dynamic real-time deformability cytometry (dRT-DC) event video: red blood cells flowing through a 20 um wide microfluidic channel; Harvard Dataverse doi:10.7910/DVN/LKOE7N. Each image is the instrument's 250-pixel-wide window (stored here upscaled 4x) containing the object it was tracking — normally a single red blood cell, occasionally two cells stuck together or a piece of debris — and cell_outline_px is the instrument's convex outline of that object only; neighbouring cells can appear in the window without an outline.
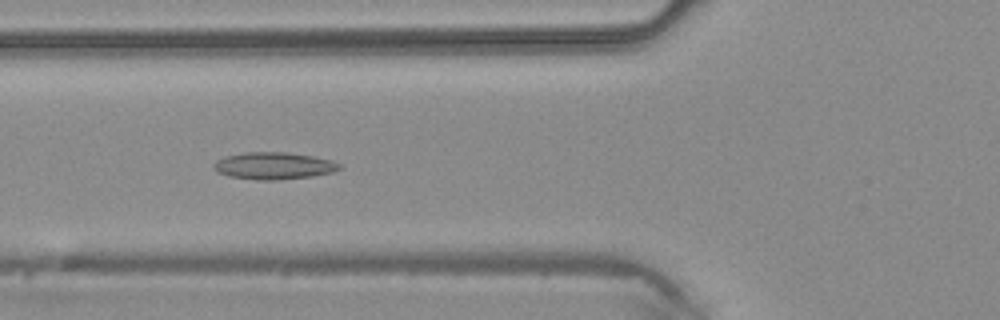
{"species": "common noctule bat (a hibernating species)", "species_latin": "Nyctalus noctula", "temperature_condition": "warm", "stored_images_in_passage": 41, "camera_frame_rate_fps": 3000, "um_per_image_px": 0.085, "animal": {"sex": "male", "body_mass_g": 20.4}, "frame": {"image": 1, "passage_image": 13, "time_ms": 4.0, "image_size_px": [1000, 320], "cell_outline_px": [[344, 168], [332, 172], [312, 176], [276, 180], [256, 180], [228, 176], [216, 172], [212, 168], [212, 164], [216, 160], [224, 156], [244, 152], [288, 152], [312, 156], [332, 160], [340, 164]], "centroid_in_image_um": [23.23, 14.09], "position_along_channel_um": 102.6, "area_um2": 20.11}}
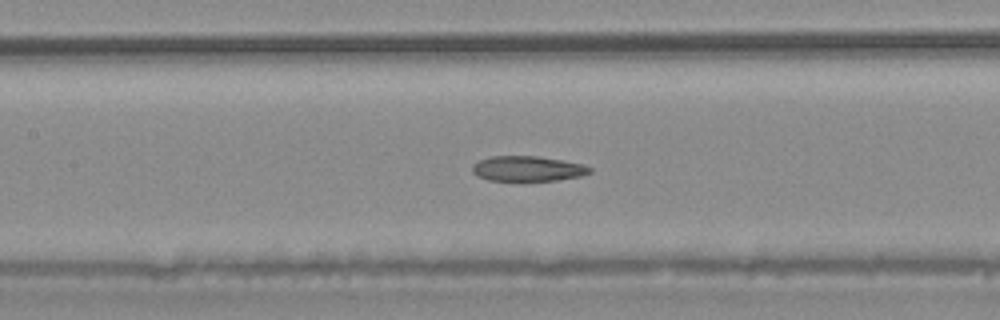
{"frame": {"image": 2, "passage_image": 17, "time_ms": 5.333, "image_size_px": [1000, 320], "cell_outline_px": [[592, 172], [580, 176], [556, 180], [488, 180], [476, 176], [472, 172], [472, 164], [480, 160], [492, 156], [536, 156], [560, 160], [580, 164], [592, 168]], "centroid_in_image_um": [44.8, 14.33], "position_along_channel_um": 162.6, "area_um2": 16.99}}
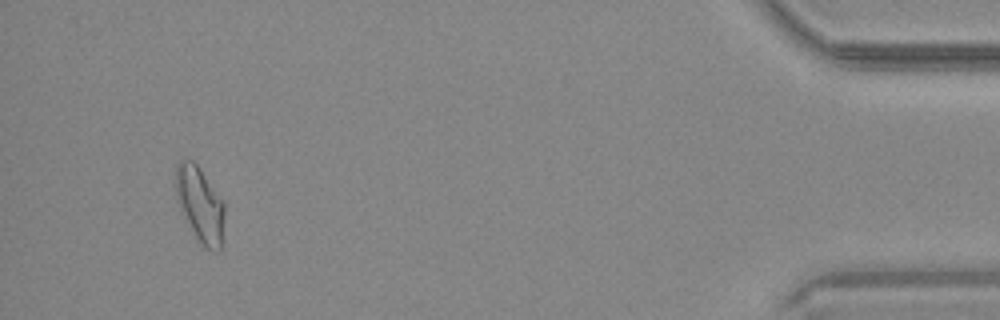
{"frame": {"image": 3, "passage_image": 39, "time_ms": 12.667, "image_size_px": [1000, 320], "cell_outline_px": [[224, 216], [220, 248], [216, 252], [204, 248], [196, 236], [184, 216], [180, 208], [176, 196], [176, 164], [180, 160], [192, 160], [200, 168], [224, 200]], "centroid_in_image_um": [17.01, 17.35], "position_along_channel_um": 418.2, "area_um2": 21.21}}